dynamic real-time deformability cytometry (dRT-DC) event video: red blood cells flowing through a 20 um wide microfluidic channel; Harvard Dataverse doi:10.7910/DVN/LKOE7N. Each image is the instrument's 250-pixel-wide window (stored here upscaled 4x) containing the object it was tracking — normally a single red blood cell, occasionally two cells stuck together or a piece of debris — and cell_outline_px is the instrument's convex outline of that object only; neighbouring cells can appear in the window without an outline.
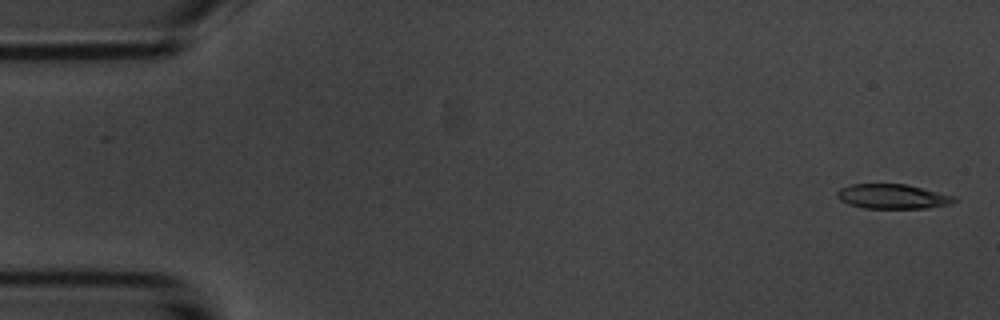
{"species": "common noctule bat (a hibernating species)", "species_latin": "Nyctalus noctula", "temperature_condition": "room temperature", "stored_images_in_passage": 5, "camera_frame_rate_fps": 3000, "um_per_image_px": 0.085, "animal": {"sex": "male", "body_mass_g": 20.1, "forearm_length_mm": 53.5}, "frame": {"image": 1, "passage_image": 1, "time_ms": 0.0, "image_size_px": [1000, 320], "cell_outline_px": [[960, 200], [952, 204], [928, 208], [864, 208], [848, 204], [840, 200], [836, 196], [836, 192], [840, 188], [852, 184], [908, 184], [956, 196]], "centroid_in_image_um": [75.92, 16.7], "position_along_channel_um": 9.1, "area_um2": 17.11}}
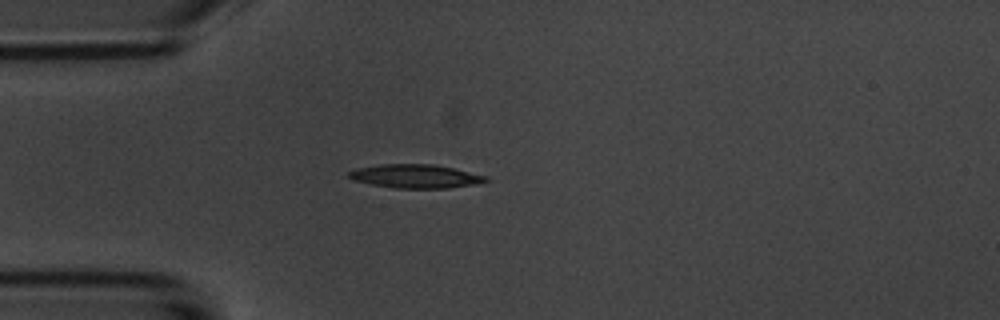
{"frame": {"image": 2, "passage_image": 4, "time_ms": 4.333, "image_size_px": [1000, 320], "cell_outline_px": [[488, 180], [476, 184], [448, 188], [396, 188], [372, 184], [352, 180], [348, 176], [348, 172], [356, 168], [380, 164], [432, 164], [452, 168], [488, 176]], "centroid_in_image_um": [35.3, 14.98], "position_along_channel_um": 49.7, "area_um2": 18.79}}